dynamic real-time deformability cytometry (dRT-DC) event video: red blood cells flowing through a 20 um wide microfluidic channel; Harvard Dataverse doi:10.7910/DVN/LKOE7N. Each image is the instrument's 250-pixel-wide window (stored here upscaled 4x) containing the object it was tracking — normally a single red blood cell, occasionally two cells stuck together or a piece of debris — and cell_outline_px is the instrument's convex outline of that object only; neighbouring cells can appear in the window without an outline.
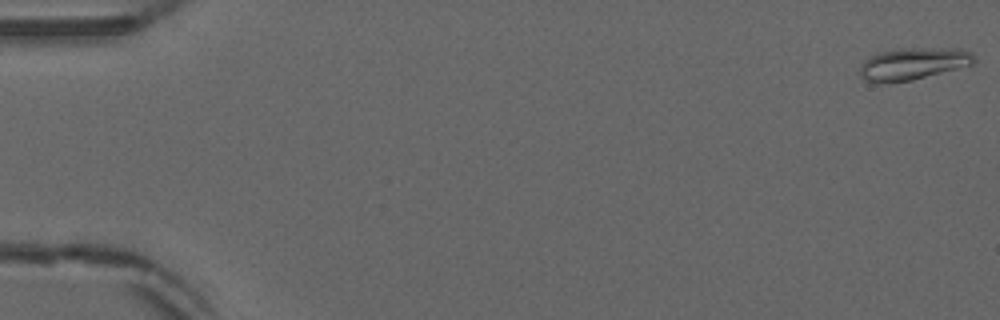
{"species": "common noctule bat (a hibernating species)", "species_latin": "Nyctalus noctula", "temperature_condition": "warm", "stored_images_in_passage": 12, "camera_frame_rate_fps": 3000, "um_per_image_px": 0.085, "animal": {"sex": "male", "forearm_length_mm": 52.5}, "frame": {"image": 1, "passage_image": 1, "time_ms": 0.0, "image_size_px": [1000, 320], "cell_outline_px": [[976, 60], [972, 64], [912, 80], [888, 84], [864, 80], [860, 76], [860, 68], [864, 60], [868, 56], [880, 52], [908, 48], [960, 48], [976, 56]], "centroid_in_image_um": [77.58, 5.42], "position_along_channel_um": 7.4, "area_um2": 21.33}}